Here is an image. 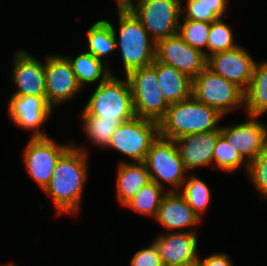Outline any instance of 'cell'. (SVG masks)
I'll use <instances>...</instances> for the list:
<instances>
[{"label": "cell", "instance_id": "1", "mask_svg": "<svg viewBox=\"0 0 267 266\" xmlns=\"http://www.w3.org/2000/svg\"><path fill=\"white\" fill-rule=\"evenodd\" d=\"M88 155L86 147L73 144L58 160L43 190L53 200L57 214H79L89 174Z\"/></svg>", "mask_w": 267, "mask_h": 266}, {"label": "cell", "instance_id": "2", "mask_svg": "<svg viewBox=\"0 0 267 266\" xmlns=\"http://www.w3.org/2000/svg\"><path fill=\"white\" fill-rule=\"evenodd\" d=\"M224 118L216 109L197 101L193 96L170 104L165 116L159 121V135L176 140L182 136L205 133L220 129Z\"/></svg>", "mask_w": 267, "mask_h": 266}, {"label": "cell", "instance_id": "3", "mask_svg": "<svg viewBox=\"0 0 267 266\" xmlns=\"http://www.w3.org/2000/svg\"><path fill=\"white\" fill-rule=\"evenodd\" d=\"M118 36L116 48L120 49L124 74L150 66L155 61L156 43L151 39L139 19L128 7H118ZM117 37L119 40H117Z\"/></svg>", "mask_w": 267, "mask_h": 266}, {"label": "cell", "instance_id": "4", "mask_svg": "<svg viewBox=\"0 0 267 266\" xmlns=\"http://www.w3.org/2000/svg\"><path fill=\"white\" fill-rule=\"evenodd\" d=\"M80 116H97L101 119L124 123L136 117L132 90L128 78L111 75L98 84L84 106Z\"/></svg>", "mask_w": 267, "mask_h": 266}, {"label": "cell", "instance_id": "5", "mask_svg": "<svg viewBox=\"0 0 267 266\" xmlns=\"http://www.w3.org/2000/svg\"><path fill=\"white\" fill-rule=\"evenodd\" d=\"M144 163L152 181L164 189L165 183L171 185L172 188L168 191H179L186 180L187 171L173 139L158 135L152 142Z\"/></svg>", "mask_w": 267, "mask_h": 266}, {"label": "cell", "instance_id": "6", "mask_svg": "<svg viewBox=\"0 0 267 266\" xmlns=\"http://www.w3.org/2000/svg\"><path fill=\"white\" fill-rule=\"evenodd\" d=\"M244 94L241 88L208 67L192 80V96L224 117L240 106L244 110Z\"/></svg>", "mask_w": 267, "mask_h": 266}, {"label": "cell", "instance_id": "7", "mask_svg": "<svg viewBox=\"0 0 267 266\" xmlns=\"http://www.w3.org/2000/svg\"><path fill=\"white\" fill-rule=\"evenodd\" d=\"M128 8L157 43L178 34L181 0H135Z\"/></svg>", "mask_w": 267, "mask_h": 266}, {"label": "cell", "instance_id": "8", "mask_svg": "<svg viewBox=\"0 0 267 266\" xmlns=\"http://www.w3.org/2000/svg\"><path fill=\"white\" fill-rule=\"evenodd\" d=\"M126 77L131 86L136 116L159 122L170 104L159 88L156 69L152 65L146 66L131 71Z\"/></svg>", "mask_w": 267, "mask_h": 266}, {"label": "cell", "instance_id": "9", "mask_svg": "<svg viewBox=\"0 0 267 266\" xmlns=\"http://www.w3.org/2000/svg\"><path fill=\"white\" fill-rule=\"evenodd\" d=\"M159 135V122L134 117L120 123L107 148L115 149L134 162H144L152 142Z\"/></svg>", "mask_w": 267, "mask_h": 266}, {"label": "cell", "instance_id": "10", "mask_svg": "<svg viewBox=\"0 0 267 266\" xmlns=\"http://www.w3.org/2000/svg\"><path fill=\"white\" fill-rule=\"evenodd\" d=\"M72 143H57L51 137H30L23 151L24 166L30 178L45 189L60 157Z\"/></svg>", "mask_w": 267, "mask_h": 266}, {"label": "cell", "instance_id": "11", "mask_svg": "<svg viewBox=\"0 0 267 266\" xmlns=\"http://www.w3.org/2000/svg\"><path fill=\"white\" fill-rule=\"evenodd\" d=\"M155 59L174 67L192 80L207 67L205 54L191 47L178 34L156 43Z\"/></svg>", "mask_w": 267, "mask_h": 266}, {"label": "cell", "instance_id": "12", "mask_svg": "<svg viewBox=\"0 0 267 266\" xmlns=\"http://www.w3.org/2000/svg\"><path fill=\"white\" fill-rule=\"evenodd\" d=\"M45 79L47 102L52 108L71 100L83 90L65 55L45 57Z\"/></svg>", "mask_w": 267, "mask_h": 266}, {"label": "cell", "instance_id": "13", "mask_svg": "<svg viewBox=\"0 0 267 266\" xmlns=\"http://www.w3.org/2000/svg\"><path fill=\"white\" fill-rule=\"evenodd\" d=\"M249 120L220 127L221 134L249 164L267 148V126L258 120L259 116L248 115Z\"/></svg>", "mask_w": 267, "mask_h": 266}, {"label": "cell", "instance_id": "14", "mask_svg": "<svg viewBox=\"0 0 267 266\" xmlns=\"http://www.w3.org/2000/svg\"><path fill=\"white\" fill-rule=\"evenodd\" d=\"M254 65V58L240 45L207 58V67L210 70L234 83L244 92L250 84Z\"/></svg>", "mask_w": 267, "mask_h": 266}, {"label": "cell", "instance_id": "15", "mask_svg": "<svg viewBox=\"0 0 267 266\" xmlns=\"http://www.w3.org/2000/svg\"><path fill=\"white\" fill-rule=\"evenodd\" d=\"M9 100L8 114L16 126L26 131H33L31 136L33 138L48 137L40 129L53 112L47 97L11 96Z\"/></svg>", "mask_w": 267, "mask_h": 266}, {"label": "cell", "instance_id": "16", "mask_svg": "<svg viewBox=\"0 0 267 266\" xmlns=\"http://www.w3.org/2000/svg\"><path fill=\"white\" fill-rule=\"evenodd\" d=\"M13 57L11 78L17 90L11 96L46 97L45 62L22 49Z\"/></svg>", "mask_w": 267, "mask_h": 266}, {"label": "cell", "instance_id": "17", "mask_svg": "<svg viewBox=\"0 0 267 266\" xmlns=\"http://www.w3.org/2000/svg\"><path fill=\"white\" fill-rule=\"evenodd\" d=\"M163 266H196L198 253L197 232L161 233L153 241Z\"/></svg>", "mask_w": 267, "mask_h": 266}, {"label": "cell", "instance_id": "18", "mask_svg": "<svg viewBox=\"0 0 267 266\" xmlns=\"http://www.w3.org/2000/svg\"><path fill=\"white\" fill-rule=\"evenodd\" d=\"M155 220L168 232H197L190 228L196 227L202 221L178 191H167Z\"/></svg>", "mask_w": 267, "mask_h": 266}, {"label": "cell", "instance_id": "19", "mask_svg": "<svg viewBox=\"0 0 267 266\" xmlns=\"http://www.w3.org/2000/svg\"><path fill=\"white\" fill-rule=\"evenodd\" d=\"M220 129L182 136L175 140L186 171L213 164V154Z\"/></svg>", "mask_w": 267, "mask_h": 266}, {"label": "cell", "instance_id": "20", "mask_svg": "<svg viewBox=\"0 0 267 266\" xmlns=\"http://www.w3.org/2000/svg\"><path fill=\"white\" fill-rule=\"evenodd\" d=\"M151 65L156 69L159 88L169 104L187 100L192 96V79L187 75L156 59Z\"/></svg>", "mask_w": 267, "mask_h": 266}, {"label": "cell", "instance_id": "21", "mask_svg": "<svg viewBox=\"0 0 267 266\" xmlns=\"http://www.w3.org/2000/svg\"><path fill=\"white\" fill-rule=\"evenodd\" d=\"M117 168L116 197L119 204L125 206L151 178L144 162L122 161Z\"/></svg>", "mask_w": 267, "mask_h": 266}, {"label": "cell", "instance_id": "22", "mask_svg": "<svg viewBox=\"0 0 267 266\" xmlns=\"http://www.w3.org/2000/svg\"><path fill=\"white\" fill-rule=\"evenodd\" d=\"M244 112L262 116L267 112V60L255 62L252 78L244 94Z\"/></svg>", "mask_w": 267, "mask_h": 266}, {"label": "cell", "instance_id": "23", "mask_svg": "<svg viewBox=\"0 0 267 266\" xmlns=\"http://www.w3.org/2000/svg\"><path fill=\"white\" fill-rule=\"evenodd\" d=\"M71 64L72 70L75 73L82 89L90 83L101 84L111 75H114L110 70V66L104 61L98 60L94 55L85 51L78 54L75 58L65 56ZM98 81V82H97Z\"/></svg>", "mask_w": 267, "mask_h": 266}, {"label": "cell", "instance_id": "24", "mask_svg": "<svg viewBox=\"0 0 267 266\" xmlns=\"http://www.w3.org/2000/svg\"><path fill=\"white\" fill-rule=\"evenodd\" d=\"M87 52L94 55L98 60L116 49V37L109 20L102 19L95 22L87 31Z\"/></svg>", "mask_w": 267, "mask_h": 266}, {"label": "cell", "instance_id": "25", "mask_svg": "<svg viewBox=\"0 0 267 266\" xmlns=\"http://www.w3.org/2000/svg\"><path fill=\"white\" fill-rule=\"evenodd\" d=\"M166 190L151 180L124 207L155 219Z\"/></svg>", "mask_w": 267, "mask_h": 266}, {"label": "cell", "instance_id": "26", "mask_svg": "<svg viewBox=\"0 0 267 266\" xmlns=\"http://www.w3.org/2000/svg\"><path fill=\"white\" fill-rule=\"evenodd\" d=\"M212 189L196 175L187 176L178 191L187 201L192 210L201 218L210 206Z\"/></svg>", "mask_w": 267, "mask_h": 266}, {"label": "cell", "instance_id": "27", "mask_svg": "<svg viewBox=\"0 0 267 266\" xmlns=\"http://www.w3.org/2000/svg\"><path fill=\"white\" fill-rule=\"evenodd\" d=\"M83 121V131L94 145L107 148L112 135L120 125L118 120L101 119L97 116H80Z\"/></svg>", "mask_w": 267, "mask_h": 266}, {"label": "cell", "instance_id": "28", "mask_svg": "<svg viewBox=\"0 0 267 266\" xmlns=\"http://www.w3.org/2000/svg\"><path fill=\"white\" fill-rule=\"evenodd\" d=\"M213 161L219 170L232 173L242 166H245L247 173L248 163L241 157L239 152L234 149L228 140L220 134L217 138V142L214 149Z\"/></svg>", "mask_w": 267, "mask_h": 266}, {"label": "cell", "instance_id": "29", "mask_svg": "<svg viewBox=\"0 0 267 266\" xmlns=\"http://www.w3.org/2000/svg\"><path fill=\"white\" fill-rule=\"evenodd\" d=\"M219 18L210 22V31L207 42V58L215 53L233 49L238 46L234 42L232 27Z\"/></svg>", "mask_w": 267, "mask_h": 266}, {"label": "cell", "instance_id": "30", "mask_svg": "<svg viewBox=\"0 0 267 266\" xmlns=\"http://www.w3.org/2000/svg\"><path fill=\"white\" fill-rule=\"evenodd\" d=\"M209 31L210 22L189 19H183V24L179 22L178 35L191 47L202 51L206 57Z\"/></svg>", "mask_w": 267, "mask_h": 266}, {"label": "cell", "instance_id": "31", "mask_svg": "<svg viewBox=\"0 0 267 266\" xmlns=\"http://www.w3.org/2000/svg\"><path fill=\"white\" fill-rule=\"evenodd\" d=\"M182 4L181 0V15L182 13L185 14L183 19L204 22H212L222 18L227 9V6H209L202 0H186V6H182Z\"/></svg>", "mask_w": 267, "mask_h": 266}, {"label": "cell", "instance_id": "32", "mask_svg": "<svg viewBox=\"0 0 267 266\" xmlns=\"http://www.w3.org/2000/svg\"><path fill=\"white\" fill-rule=\"evenodd\" d=\"M248 178L260 196L267 198V148L248 164Z\"/></svg>", "mask_w": 267, "mask_h": 266}, {"label": "cell", "instance_id": "33", "mask_svg": "<svg viewBox=\"0 0 267 266\" xmlns=\"http://www.w3.org/2000/svg\"><path fill=\"white\" fill-rule=\"evenodd\" d=\"M130 266H163L155 243L152 242L147 248L135 252L130 260Z\"/></svg>", "mask_w": 267, "mask_h": 266}, {"label": "cell", "instance_id": "34", "mask_svg": "<svg viewBox=\"0 0 267 266\" xmlns=\"http://www.w3.org/2000/svg\"><path fill=\"white\" fill-rule=\"evenodd\" d=\"M196 266H234L226 253H213L205 258L199 257Z\"/></svg>", "mask_w": 267, "mask_h": 266}, {"label": "cell", "instance_id": "35", "mask_svg": "<svg viewBox=\"0 0 267 266\" xmlns=\"http://www.w3.org/2000/svg\"><path fill=\"white\" fill-rule=\"evenodd\" d=\"M209 6H227L228 0H202Z\"/></svg>", "mask_w": 267, "mask_h": 266}, {"label": "cell", "instance_id": "36", "mask_svg": "<svg viewBox=\"0 0 267 266\" xmlns=\"http://www.w3.org/2000/svg\"><path fill=\"white\" fill-rule=\"evenodd\" d=\"M118 7H129L135 0H115Z\"/></svg>", "mask_w": 267, "mask_h": 266}, {"label": "cell", "instance_id": "37", "mask_svg": "<svg viewBox=\"0 0 267 266\" xmlns=\"http://www.w3.org/2000/svg\"><path fill=\"white\" fill-rule=\"evenodd\" d=\"M0 266H15V264L9 263V264H3V265H0Z\"/></svg>", "mask_w": 267, "mask_h": 266}]
</instances>
